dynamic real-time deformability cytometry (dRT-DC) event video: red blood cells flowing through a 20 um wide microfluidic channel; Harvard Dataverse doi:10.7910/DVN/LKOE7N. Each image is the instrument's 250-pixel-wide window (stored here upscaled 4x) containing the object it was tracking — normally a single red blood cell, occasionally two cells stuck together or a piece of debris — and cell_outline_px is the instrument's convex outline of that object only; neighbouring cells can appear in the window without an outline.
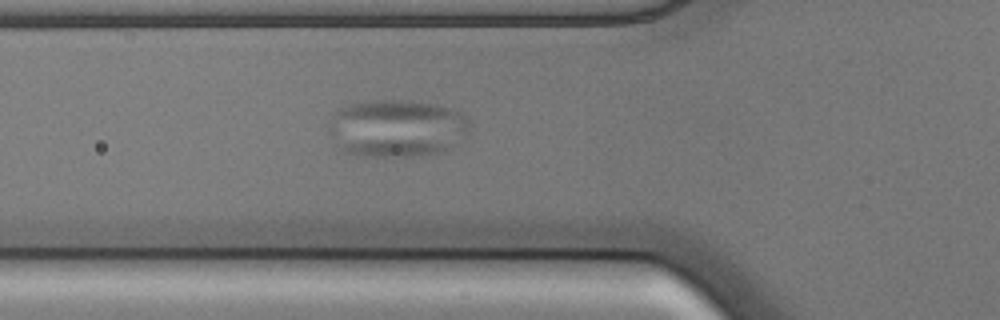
{"species": "common noctule bat (a hibernating species)", "species_latin": "Nyctalus noctula", "temperature_condition": "cold", "stored_images_in_passage": 42, "segment_of_instrument_passage": [1, 2], "camera_frame_rate_fps": 3000, "um_per_image_px": 0.085, "animal": {"sex": "male", "body_mass_g": 17.9, "forearm_length_mm": 54.2}, "frame": {"image": 1, "passage_image": 5, "time_ms": 1.333, "image_size_px": [1000, 320], "cell_outline_px": [[448, 148], [444, 152], [420, 156], [372, 156], [344, 152], [340, 148], [340, 140], [412, 140], [448, 144]], "centroid_in_image_um": [33.33, 12.55], "position_along_channel_um": 92.5, "area_um2": 10.87}}